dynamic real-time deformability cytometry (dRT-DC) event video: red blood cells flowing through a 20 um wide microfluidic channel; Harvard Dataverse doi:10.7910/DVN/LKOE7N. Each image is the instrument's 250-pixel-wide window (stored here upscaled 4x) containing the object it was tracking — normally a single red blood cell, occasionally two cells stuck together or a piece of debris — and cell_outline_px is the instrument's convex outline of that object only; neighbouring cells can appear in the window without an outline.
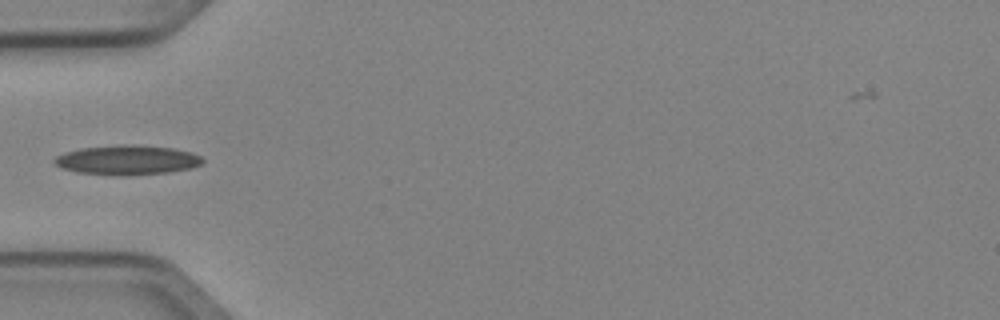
{"species": "Egyptian fruit bat (a non-hibernating species)", "species_latin": "Rousettus aegyptiacus", "temperature_condition": "cold", "stored_images_in_passage": 6, "camera_frame_rate_fps": 3000, "um_per_image_px": 0.085, "animal": {"sex": "female"}, "frame": {"image": 1, "passage_image": 4, "time_ms": 1.0, "image_size_px": [1000, 320], "cell_outline_px": [[204, 160], [200, 164], [188, 168], [168, 172], [124, 176], [76, 172], [60, 168], [52, 164], [52, 160], [56, 156], [64, 152], [80, 148], [120, 144], [140, 144], [172, 148], [192, 152], [200, 156]], "centroid_in_image_um": [10.74, 13.59], "position_along_channel_um": 74.3, "area_um2": 25.84}}
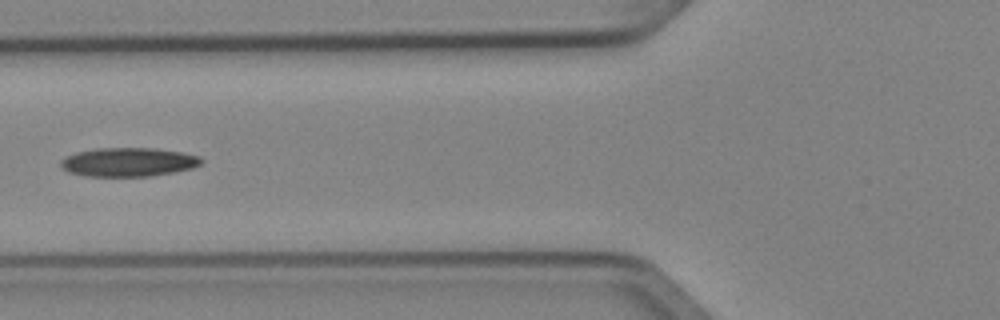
{"frame": {"image": 2, "passage_image": 5, "time_ms": 1.333, "image_size_px": [1000, 320], "cell_outline_px": [[204, 160], [200, 164], [192, 168], [172, 172], [148, 176], [88, 176], [68, 172], [60, 164], [68, 156], [76, 152], [96, 148], [152, 148], [184, 152], [200, 156]], "centroid_in_image_um": [10.96, 13.77], "position_along_channel_um": 114.8, "area_um2": 23.41}}
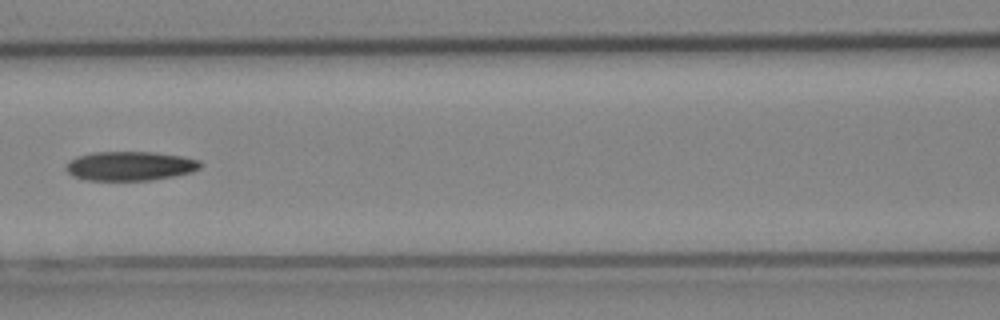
{"frame": {"image": 3, "passage_image": 6, "time_ms": 1.667, "image_size_px": [1000, 320], "cell_outline_px": [[204, 164], [200, 168], [192, 172], [152, 180], [84, 180], [72, 176], [64, 168], [76, 156], [92, 152], [152, 152], [184, 156], [200, 160]], "centroid_in_image_um": [11.08, 14.1], "position_along_channel_um": 155.5, "area_um2": 23.0}}